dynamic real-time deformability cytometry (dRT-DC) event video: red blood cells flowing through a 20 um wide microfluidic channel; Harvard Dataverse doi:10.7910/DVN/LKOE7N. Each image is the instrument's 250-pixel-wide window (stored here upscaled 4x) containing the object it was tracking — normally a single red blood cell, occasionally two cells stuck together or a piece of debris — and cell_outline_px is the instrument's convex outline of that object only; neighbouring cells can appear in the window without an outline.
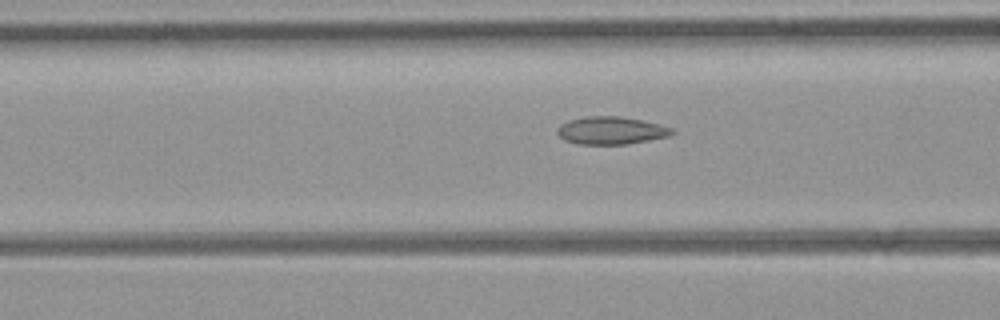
{"species": "common noctule bat (a hibernating species)", "species_latin": "Nyctalus noctula", "temperature_condition": "room temperature", "stored_images_in_passage": 49, "camera_frame_rate_fps": 3000, "um_per_image_px": 0.085, "animal": {"sex": "female", "body_mass_g": 21.9}, "frame": {"image": 1, "passage_image": 20, "time_ms": 6.333, "image_size_px": [1000, 320], "cell_outline_px": [[676, 132], [668, 136], [648, 140], [624, 144], [580, 144], [564, 140], [556, 132], [556, 128], [560, 124], [568, 120], [588, 116], [620, 116], [660, 124], [672, 128]], "centroid_in_image_um": [51.91, 11.08], "position_along_channel_um": 114.7, "area_um2": 18.44}}
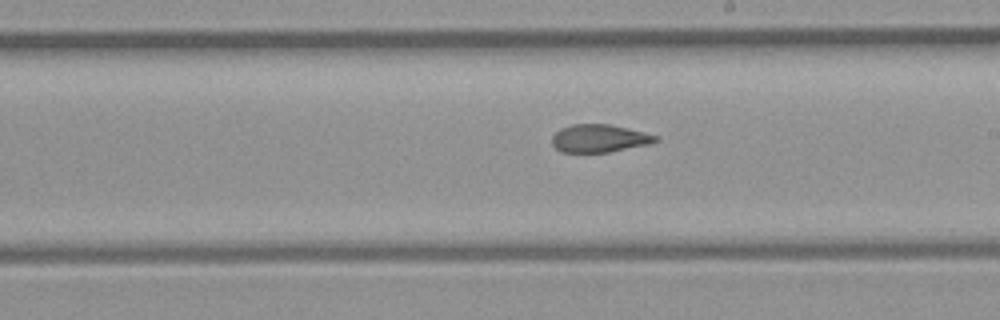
{"frame": {"image": 2, "passage_image": 29, "time_ms": 9.333, "image_size_px": [1000, 320], "cell_outline_px": [[660, 140], [648, 144], [608, 152], [560, 152], [552, 144], [552, 136], [560, 128], [572, 124], [608, 124], [628, 128], [660, 136]], "centroid_in_image_um": [50.94, 11.75], "position_along_channel_um": 238.1, "area_um2": 16.82}}
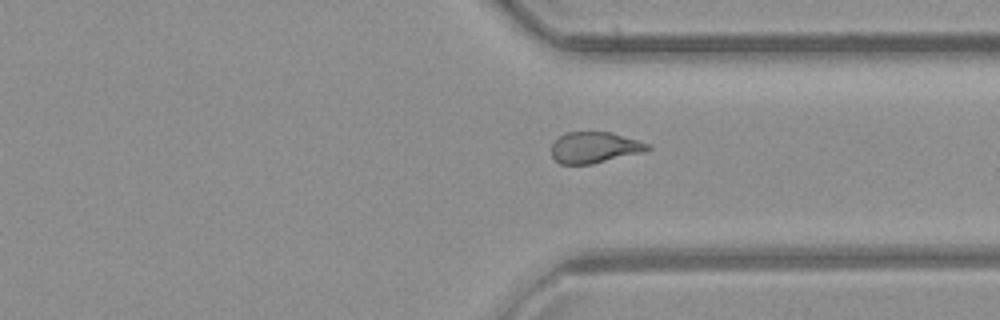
{"frame": {"image": 3, "passage_image": 38, "time_ms": 12.333, "image_size_px": [1000, 320], "cell_outline_px": [[652, 148], [644, 152], [592, 164], [560, 164], [552, 156], [552, 144], [560, 136], [568, 132], [612, 132], [648, 144]], "centroid_in_image_um": [50.54, 12.54], "position_along_channel_um": 360.9, "area_um2": 17.28}, "authors_computed_cell_mechanics": {"area_um2": 18.207, "velocity_mm_per_s": 4.1089, "shape_relaxation_time_tau1_ms": null, "shape_relaxation_time_tau2_ms": 2.2016, "deformation_change_tau1": null, "deformation_change_tau2": 0.0817}}